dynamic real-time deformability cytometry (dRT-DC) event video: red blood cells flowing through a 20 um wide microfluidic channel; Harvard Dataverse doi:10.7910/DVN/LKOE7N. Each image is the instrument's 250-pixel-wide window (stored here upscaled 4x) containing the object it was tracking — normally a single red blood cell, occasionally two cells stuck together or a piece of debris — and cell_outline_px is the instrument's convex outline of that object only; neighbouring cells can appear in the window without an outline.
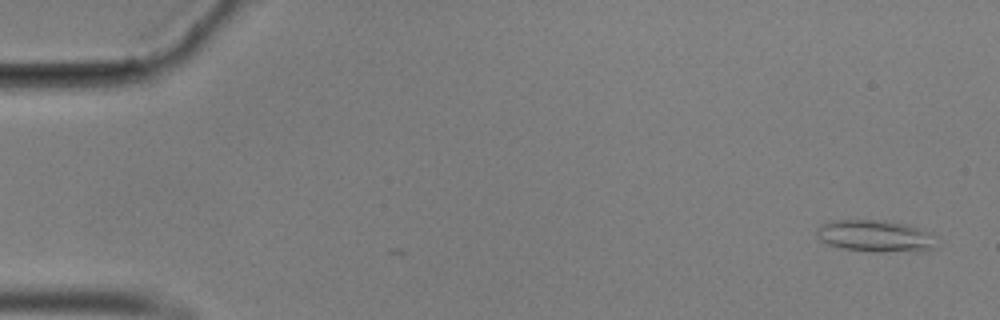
{"species": "common noctule bat (a hibernating species)", "species_latin": "Nyctalus noctula", "temperature_condition": "cold", "stored_images_in_passage": 55, "camera_frame_rate_fps": 3000, "um_per_image_px": 0.085, "animal": {"sex": "male", "body_mass_g": 17.9}, "frame": {"image": 1, "passage_image": 1, "time_ms": 0.0, "image_size_px": [1000, 320], "cell_outline_px": [[932, 248], [916, 252], [876, 252], [840, 248], [828, 244], [820, 240], [816, 236], [816, 232], [824, 224], [832, 220], [884, 220], [904, 224], [928, 232], [932, 236]], "centroid_in_image_um": [74.34, 20.07], "position_along_channel_um": 10.7, "area_um2": 21.91}}
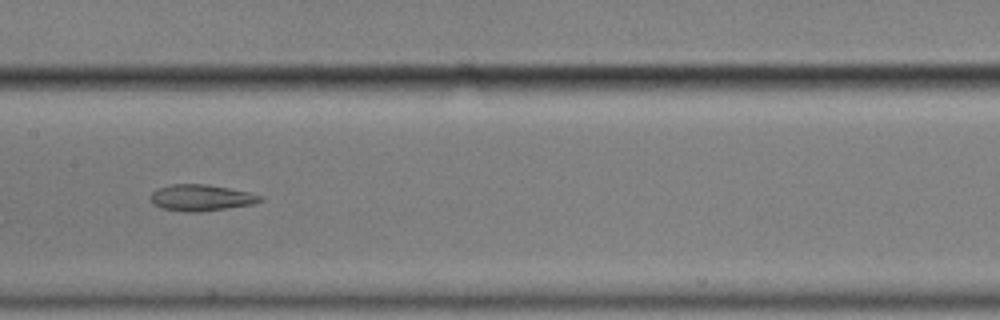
{"frame": {"image": 2, "passage_image": 27, "time_ms": 8.667, "image_size_px": [1000, 320], "cell_outline_px": [[264, 200], [252, 204], [228, 208], [200, 212], [184, 212], [160, 208], [152, 204], [148, 196], [156, 188], [172, 184], [204, 184], [228, 188], [248, 192], [264, 196]], "centroid_in_image_um": [17.04, 16.81], "position_along_channel_um": 190.4, "area_um2": 17.05}}
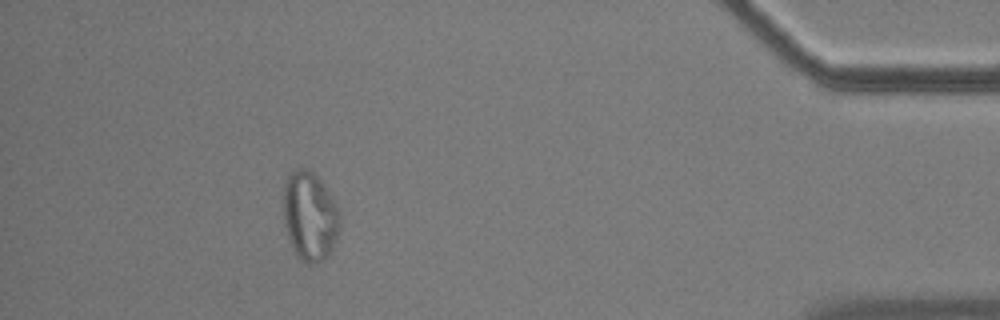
{"frame": {"image": 3, "passage_image": 50, "time_ms": 16.333, "image_size_px": [1000, 320], "cell_outline_px": [[340, 228], [332, 248], [328, 256], [312, 264], [304, 264], [296, 256], [288, 240], [284, 224], [280, 204], [284, 180], [288, 172], [292, 168], [308, 168], [320, 180], [332, 200], [340, 216]], "centroid_in_image_um": [26.24, 18.35], "position_along_channel_um": 409.0, "area_um2": 30.06}, "authors_computed_cell_mechanics": {"area_um2": 19.363, "velocity_mm_per_s": 3.5143, "shape_relaxation_time_tau1_ms": null, "shape_relaxation_time_tau2_ms": 2.3222, "deformation_change_tau1": null, "deformation_change_tau2": 0.0968}}